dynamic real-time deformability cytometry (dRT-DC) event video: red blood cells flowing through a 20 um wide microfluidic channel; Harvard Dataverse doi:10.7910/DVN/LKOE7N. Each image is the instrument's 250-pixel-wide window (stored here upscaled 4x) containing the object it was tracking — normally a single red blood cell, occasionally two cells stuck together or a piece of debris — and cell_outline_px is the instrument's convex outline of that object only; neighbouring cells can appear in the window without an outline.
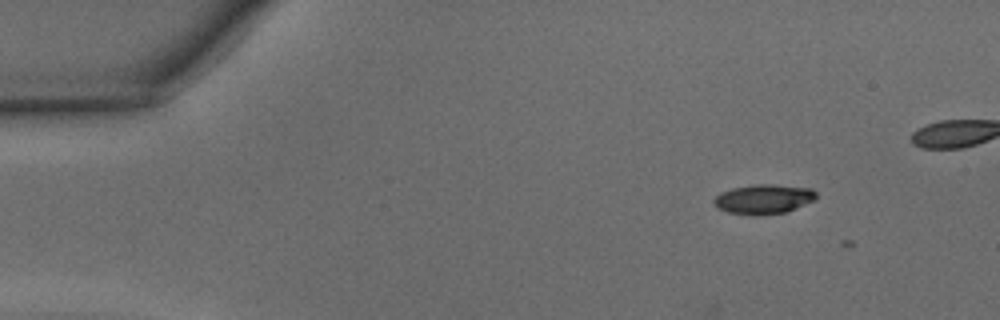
{"species": "common noctule bat (a hibernating species)", "species_latin": "Nyctalus noctula", "temperature_condition": "warm", "stored_images_in_passage": 3, "camera_frame_rate_fps": 3000, "um_per_image_px": 0.085, "animal": {"sex": "male", "body_mass_g": 15.6}, "frame": {"image": 1, "passage_image": 1, "time_ms": 0.0, "image_size_px": [1000, 320], "cell_outline_px": [[816, 200], [784, 212], [752, 216], [728, 212], [716, 208], [712, 200], [720, 192], [732, 188], [760, 184], [772, 184], [812, 188], [816, 192]], "centroid_in_image_um": [64.88, 16.92], "position_along_channel_um": 20.1, "area_um2": 17.69}}